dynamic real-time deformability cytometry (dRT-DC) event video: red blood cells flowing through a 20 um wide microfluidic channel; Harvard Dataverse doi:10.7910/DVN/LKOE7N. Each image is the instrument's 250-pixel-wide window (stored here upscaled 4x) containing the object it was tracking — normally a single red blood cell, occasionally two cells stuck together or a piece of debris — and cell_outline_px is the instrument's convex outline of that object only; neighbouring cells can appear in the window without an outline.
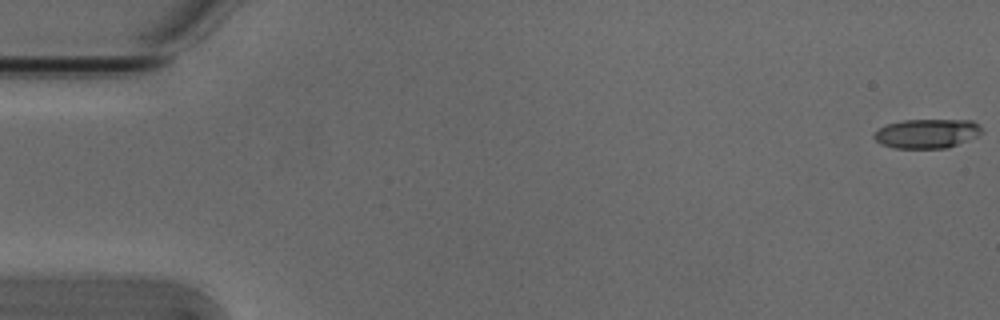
{"species": "Egyptian fruit bat (a non-hibernating species)", "species_latin": "Rousettus aegyptiacus", "temperature_condition": "cold", "stored_images_in_passage": 54, "camera_frame_rate_fps": 3000, "um_per_image_px": 0.085, "animal": {"sex": "male"}, "frame": {"image": 1, "passage_image": 1, "time_ms": 0.0, "image_size_px": [1000, 320], "cell_outline_px": [[984, 132], [976, 136], [948, 148], [896, 148], [880, 144], [872, 136], [880, 128], [888, 124], [904, 120], [972, 120], [980, 124]], "centroid_in_image_um": [78.82, 11.35], "position_along_channel_um": 6.2, "area_um2": 18.32}}
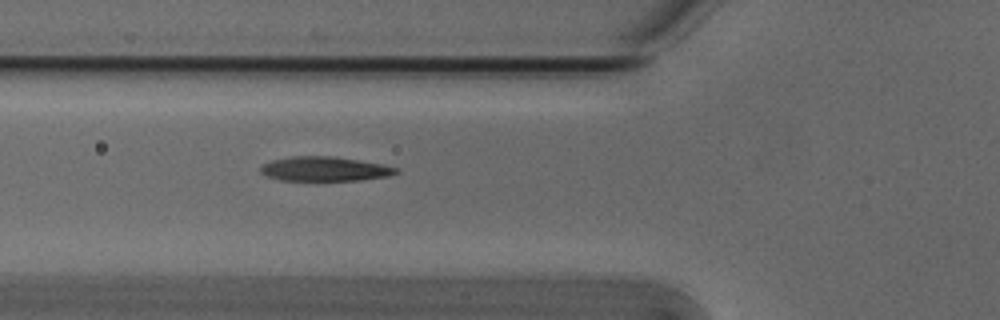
{"frame": {"image": 2, "passage_image": 20, "time_ms": 6.333, "image_size_px": [1000, 320], "cell_outline_px": [[400, 172], [388, 176], [360, 180], [280, 180], [268, 176], [260, 172], [260, 168], [264, 164], [272, 160], [292, 156], [336, 156], [384, 164], [400, 168]], "centroid_in_image_um": [27.66, 14.35], "position_along_channel_um": 98.1, "area_um2": 19.36}}
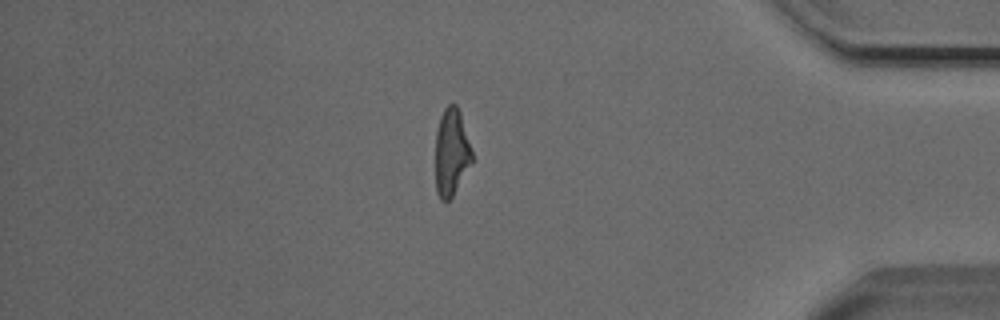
{"frame": {"image": 3, "passage_image": 46, "time_ms": 15.0, "image_size_px": [1000, 320], "cell_outline_px": [[472, 160], [452, 196], [448, 200], [440, 200], [436, 192], [436, 132], [440, 116], [444, 108], [448, 104], [456, 104], [460, 112], [472, 152]], "centroid_in_image_um": [38.35, 12.91], "position_along_channel_um": 396.9, "area_um2": 18.21}, "authors_computed_cell_mechanics": {"area_um2": 19.2185, "velocity_mm_per_s": 3.8516, "shape_relaxation_time_tau1_ms": 2.8026, "shape_relaxation_time_tau2_ms": 1.3615, "deformation_change_tau1": 0.1613, "deformation_change_tau2": 0.0797}}